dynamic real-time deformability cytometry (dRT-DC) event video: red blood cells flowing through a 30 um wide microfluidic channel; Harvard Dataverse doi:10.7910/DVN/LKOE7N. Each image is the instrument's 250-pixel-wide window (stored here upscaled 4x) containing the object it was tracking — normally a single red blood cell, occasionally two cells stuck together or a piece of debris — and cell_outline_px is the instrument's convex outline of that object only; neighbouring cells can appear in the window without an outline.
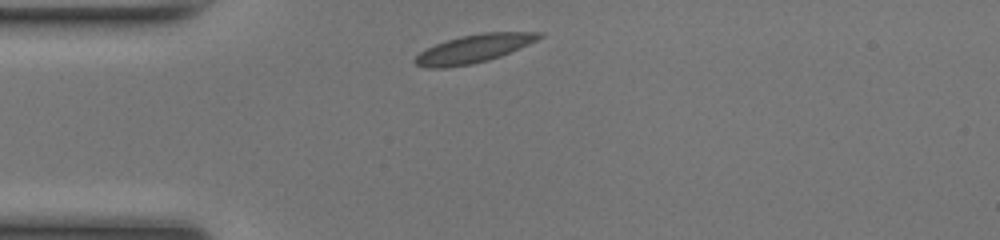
{"species": "common noctule bat (a hibernating species)", "species_latin": "Nyctalus noctula", "temperature_condition": "room temperature", "stored_images_in_passage": 31, "camera_frame_rate_fps": 3000, "um_per_image_px": 0.085, "animal": {"sex": "female", "body_mass_g": 17.0, "forearm_length_mm": 48.0}, "frame": {"image": 1, "passage_image": 1, "time_ms": 0.0, "image_size_px": [1000, 240], "cell_outline_px": [[544, 36], [520, 48], [500, 56], [488, 60], [468, 64], [444, 68], [424, 68], [416, 64], [412, 60], [420, 52], [436, 44], [460, 36], [484, 32], [544, 32]], "centroid_in_image_um": [40.27, 4.13], "position_along_channel_um": 44.7, "area_um2": 20.17}}
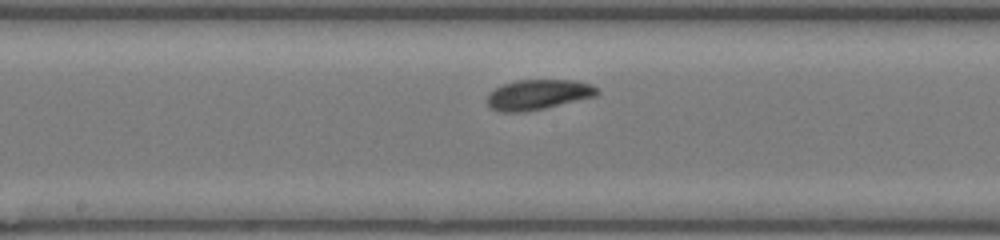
{"frame": {"image": 2, "passage_image": 14, "time_ms": 4.333, "image_size_px": [1000, 240], "cell_outline_px": [[600, 92], [596, 96], [544, 108], [524, 112], [500, 112], [492, 108], [488, 104], [488, 92], [504, 84], [516, 80], [576, 80], [592, 84], [600, 88]], "centroid_in_image_um": [45.78, 8.03], "position_along_channel_um": 202.4, "area_um2": 19.36}}
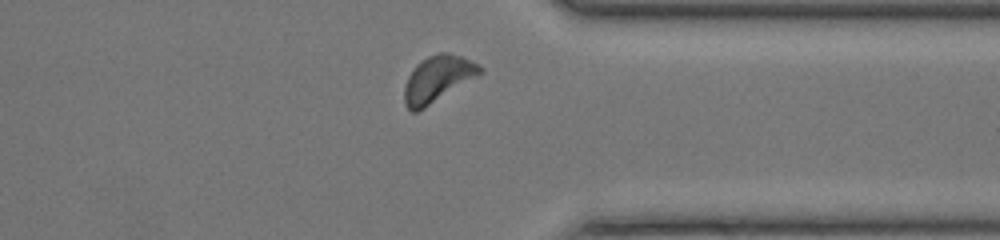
{"frame": {"image": 3, "passage_image": 27, "time_ms": 8.667, "image_size_px": [1000, 240], "cell_outline_px": [[484, 72], [424, 108], [416, 112], [412, 112], [404, 104], [404, 88], [408, 76], [416, 64], [420, 60], [428, 56], [440, 52], [448, 52], [460, 56], [484, 68]], "centroid_in_image_um": [37.18, 6.7], "position_along_channel_um": 374.2, "area_um2": 20.17}, "authors_computed_cell_mechanics": {"area_um2": 18.9006, "velocity_mm_per_s": 4.0788, "shape_relaxation_time_tau1_ms": 2.1572, "shape_relaxation_time_tau2_ms": 6.4141, "deformation_change_tau1": 0.1069, "deformation_change_tau2": 0.1295}}